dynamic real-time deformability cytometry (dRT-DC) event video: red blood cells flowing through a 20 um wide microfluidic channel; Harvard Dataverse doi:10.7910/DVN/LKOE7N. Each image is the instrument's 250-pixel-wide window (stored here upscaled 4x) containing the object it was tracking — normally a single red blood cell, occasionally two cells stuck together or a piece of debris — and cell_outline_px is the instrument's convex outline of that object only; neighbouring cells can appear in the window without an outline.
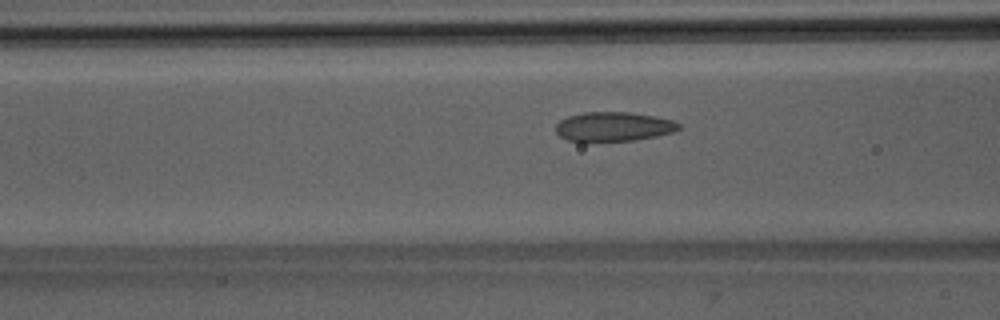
{"species": "Egyptian fruit bat (a non-hibernating species)", "species_latin": "Rousettus aegyptiacus", "temperature_condition": "room temperature", "stored_images_in_passage": 39, "camera_frame_rate_fps": 3000, "um_per_image_px": 0.085, "animal": {"sex": "male"}, "frame": {"image": 1, "passage_image": 8, "time_ms": 2.333, "image_size_px": [1000, 320], "cell_outline_px": [[680, 128], [672, 132], [656, 136], [632, 140], [568, 140], [560, 136], [556, 132], [556, 124], [560, 120], [568, 116], [584, 112], [628, 112], [652, 116], [672, 120], [680, 124]], "centroid_in_image_um": [52.14, 10.74], "position_along_channel_um": 114.5, "area_um2": 20.52}}
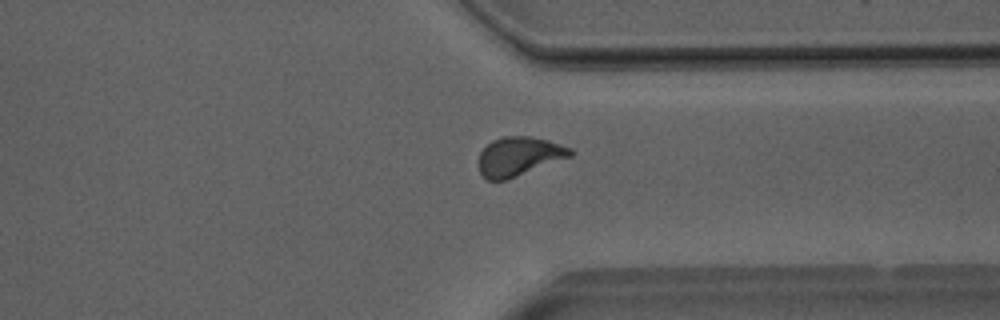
{"frame": {"image": 2, "passage_image": 27, "time_ms": 8.667, "image_size_px": [1000, 320], "cell_outline_px": [[572, 156], [508, 180], [488, 180], [480, 172], [480, 152], [492, 140], [504, 136], [528, 136], [548, 140], [572, 148]], "centroid_in_image_um": [44.14, 13.29], "position_along_channel_um": 367.3, "area_um2": 20.75}}
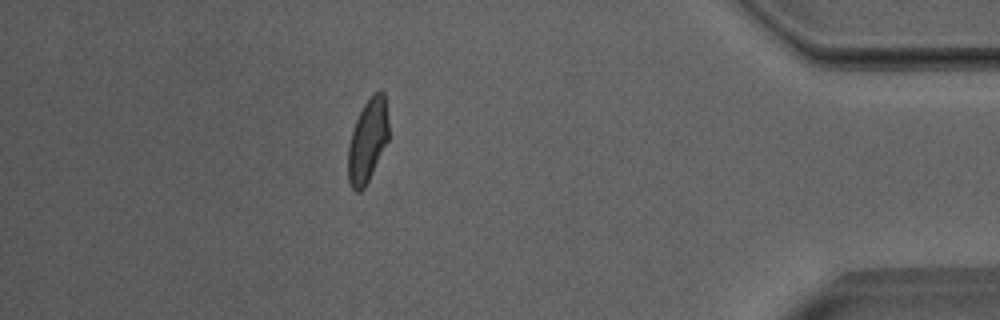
{"frame": {"image": 3, "passage_image": 33, "time_ms": 10.667, "image_size_px": [1000, 320], "cell_outline_px": [[388, 140], [364, 188], [360, 192], [356, 192], [352, 188], [348, 180], [348, 144], [356, 120], [364, 104], [376, 92], [384, 92], [388, 120]], "centroid_in_image_um": [31.24, 11.98], "position_along_channel_um": 404.0, "area_um2": 19.31}, "authors_computed_cell_mechanics": {"area_um2": 20.23, "velocity_mm_per_s": 3.9908, "shape_relaxation_time_tau1_ms": 5.35, "shape_relaxation_time_tau2_ms": 0.9555, "deformation_change_tau1": 0.1336, "deformation_change_tau2": 0.0638}}